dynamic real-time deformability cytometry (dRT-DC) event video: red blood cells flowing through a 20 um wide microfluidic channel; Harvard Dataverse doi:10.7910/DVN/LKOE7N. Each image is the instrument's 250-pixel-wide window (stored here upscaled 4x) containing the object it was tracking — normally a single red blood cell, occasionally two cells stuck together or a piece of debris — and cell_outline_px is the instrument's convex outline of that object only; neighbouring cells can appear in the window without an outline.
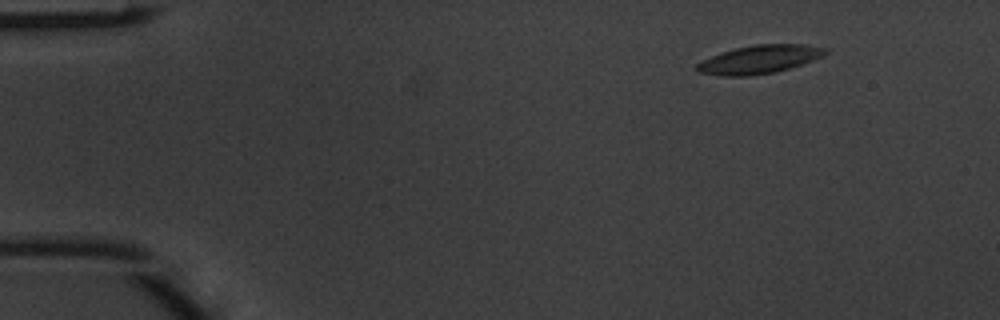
{"species": "common noctule bat (a hibernating species)", "species_latin": "Nyctalus noctula", "temperature_condition": "warm", "stored_images_in_passage": 4, "camera_frame_rate_fps": 3000, "um_per_image_px": 0.085, "animal": {"sex": "male", "body_mass_g": 20.1, "forearm_length_mm": 53.5}, "frame": {"image": 1, "passage_image": 2, "time_ms": 0.333, "image_size_px": [1000, 320], "cell_outline_px": [[828, 52], [812, 60], [776, 72], [752, 76], [720, 76], [696, 72], [696, 64], [712, 56], [736, 48], [756, 44], [804, 44], [828, 48]], "centroid_in_image_um": [64.53, 5.06], "position_along_channel_um": 20.5, "area_um2": 21.04}}